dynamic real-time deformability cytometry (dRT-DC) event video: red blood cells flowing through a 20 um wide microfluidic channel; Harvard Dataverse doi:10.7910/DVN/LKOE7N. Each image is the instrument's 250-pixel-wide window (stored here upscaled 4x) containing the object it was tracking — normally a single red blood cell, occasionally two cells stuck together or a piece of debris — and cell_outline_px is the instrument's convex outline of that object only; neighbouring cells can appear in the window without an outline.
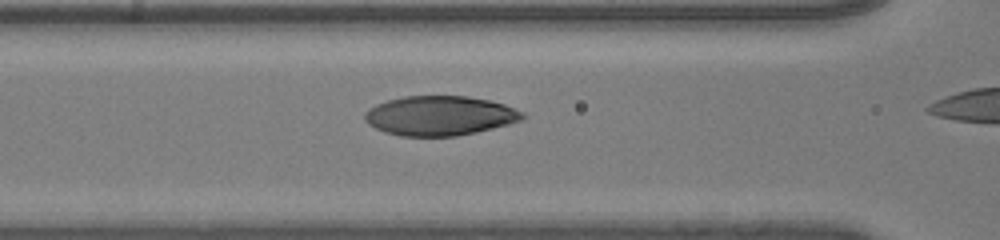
{"species": "human", "species_latin": "Homo sapiens", "temperature_condition": "room temperature", "stored_images_in_passage": 30, "camera_frame_rate_fps": 3000, "um_per_image_px": 0.085, "donor": {"sex": "male"}, "frame": {"image": 1, "passage_image": 22, "time_ms": 7.0, "image_size_px": [1000, 240], "cell_outline_px": [[524, 116], [520, 120], [508, 124], [492, 128], [456, 136], [400, 136], [384, 132], [368, 124], [364, 120], [364, 112], [368, 108], [376, 104], [388, 100], [404, 96], [468, 96], [488, 100], [504, 104], [524, 112]], "centroid_in_image_um": [37.33, 9.83], "position_along_channel_um": 129.3, "area_um2": 36.3}}